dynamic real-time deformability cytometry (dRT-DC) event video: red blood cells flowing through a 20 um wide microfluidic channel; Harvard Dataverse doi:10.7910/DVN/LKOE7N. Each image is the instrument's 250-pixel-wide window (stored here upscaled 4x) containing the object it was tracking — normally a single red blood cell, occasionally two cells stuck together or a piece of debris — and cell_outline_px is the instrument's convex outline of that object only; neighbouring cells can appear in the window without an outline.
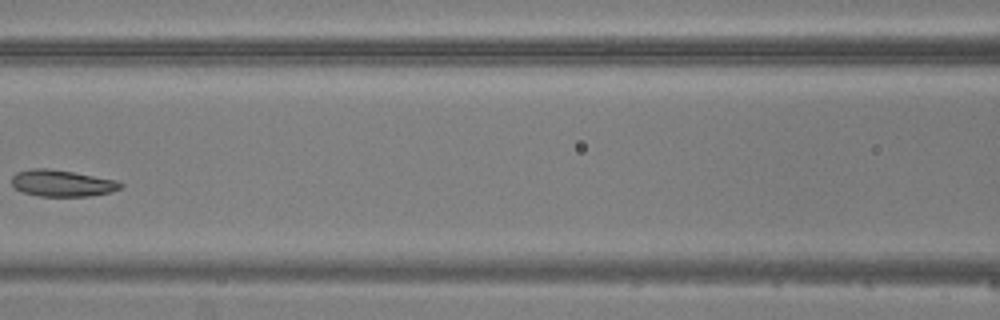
{"species": "common noctule bat (a hibernating species)", "species_latin": "Nyctalus noctula", "temperature_condition": "warm", "stored_images_in_passage": 4, "camera_frame_rate_fps": 3000, "um_per_image_px": 0.085, "animal": {"sex": "male", "body_mass_g": 20.5, "forearm_length_mm": 52.5}, "frame": {"image": 1, "passage_image": 4, "time_ms": 3.667, "image_size_px": [1000, 320], "cell_outline_px": [[124, 184], [120, 188], [112, 192], [92, 196], [40, 196], [20, 192], [12, 188], [12, 176], [16, 172], [32, 168], [48, 168], [72, 172], [116, 180]], "centroid_in_image_um": [5.23, 15.58], "position_along_channel_um": 161.4, "area_um2": 16.99}}